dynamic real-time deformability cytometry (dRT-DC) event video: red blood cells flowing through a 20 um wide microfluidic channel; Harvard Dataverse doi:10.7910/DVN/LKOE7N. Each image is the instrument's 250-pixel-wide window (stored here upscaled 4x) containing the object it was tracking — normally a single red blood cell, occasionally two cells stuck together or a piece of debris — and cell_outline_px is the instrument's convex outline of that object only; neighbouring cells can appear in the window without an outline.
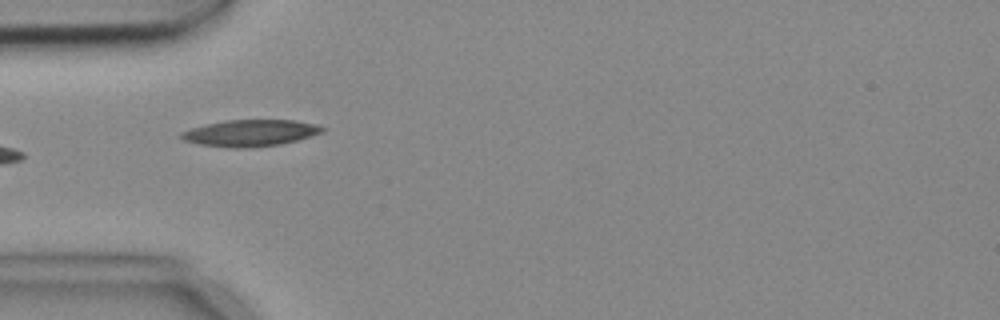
{"species": "common noctule bat (a hibernating species)", "species_latin": "Nyctalus noctula", "temperature_condition": "cold", "stored_images_in_passage": 7, "camera_frame_rate_fps": 3000, "um_per_image_px": 0.085, "animal": {"sex": "female", "body_mass_g": 18.4}, "frame": {"image": 1, "passage_image": 4, "time_ms": 1.0, "image_size_px": [1000, 320], "cell_outline_px": [[324, 132], [296, 140], [280, 144], [252, 148], [232, 148], [200, 144], [184, 140], [176, 136], [180, 132], [204, 124], [224, 120], [296, 120], [316, 124], [324, 128]], "centroid_in_image_um": [21.24, 11.3], "position_along_channel_um": 63.8, "area_um2": 21.96}}
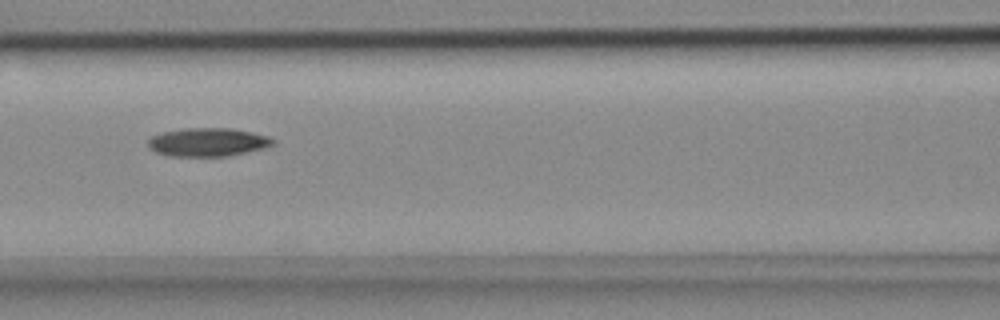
{"frame": {"image": 2, "passage_image": 6, "time_ms": 1.667, "image_size_px": [1000, 320], "cell_outline_px": [[276, 144], [264, 148], [224, 156], [172, 156], [156, 152], [148, 148], [148, 140], [152, 136], [164, 132], [184, 128], [232, 128], [252, 132], [268, 136], [276, 140]], "centroid_in_image_um": [17.68, 12.07], "position_along_channel_um": 148.9, "area_um2": 20.63}}
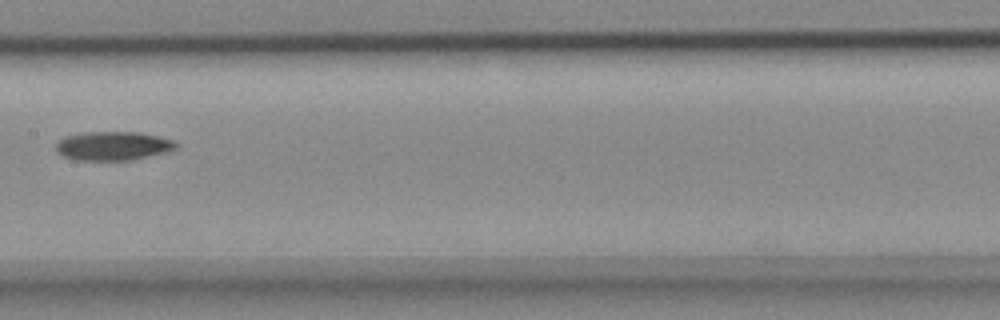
{"frame": {"image": 3, "passage_image": 7, "time_ms": 2.0, "image_size_px": [1000, 320], "cell_outline_px": [[180, 144], [176, 148], [168, 152], [132, 160], [72, 160], [56, 152], [56, 144], [64, 136], [84, 132], [140, 132], [176, 140]], "centroid_in_image_um": [9.64, 12.4], "position_along_channel_um": 197.8, "area_um2": 20.52}}